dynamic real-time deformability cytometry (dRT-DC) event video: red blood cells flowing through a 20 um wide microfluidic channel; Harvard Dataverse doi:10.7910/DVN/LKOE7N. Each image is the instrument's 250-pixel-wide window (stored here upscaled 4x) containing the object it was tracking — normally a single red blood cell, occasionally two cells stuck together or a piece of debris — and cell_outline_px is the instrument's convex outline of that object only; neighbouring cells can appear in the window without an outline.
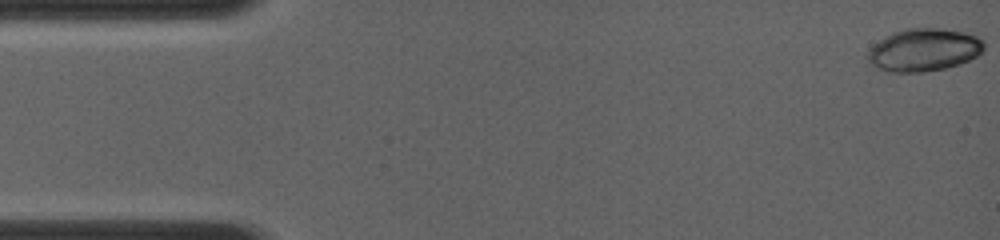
{"species": "common noctule bat (a hibernating species)", "species_latin": "Nyctalus noctula", "temperature_condition": "room temperature", "stored_images_in_passage": 6, "camera_frame_rate_fps": 4000, "um_per_image_px": 0.085, "animal": {"sex": "female", "body_mass_g": 19.0, "forearm_length_mm": 56.7}, "frame": {"image": 1, "passage_image": 1, "time_ms": 0.0, "image_size_px": [1000, 240], "cell_outline_px": [[984, 48], [976, 56], [960, 64], [944, 68], [924, 72], [888, 72], [876, 68], [868, 60], [868, 52], [880, 40], [892, 32], [904, 28], [940, 28], [964, 32], [976, 36], [984, 44]], "centroid_in_image_um": [78.51, 4.24], "position_along_channel_um": 6.5, "area_um2": 28.73}}